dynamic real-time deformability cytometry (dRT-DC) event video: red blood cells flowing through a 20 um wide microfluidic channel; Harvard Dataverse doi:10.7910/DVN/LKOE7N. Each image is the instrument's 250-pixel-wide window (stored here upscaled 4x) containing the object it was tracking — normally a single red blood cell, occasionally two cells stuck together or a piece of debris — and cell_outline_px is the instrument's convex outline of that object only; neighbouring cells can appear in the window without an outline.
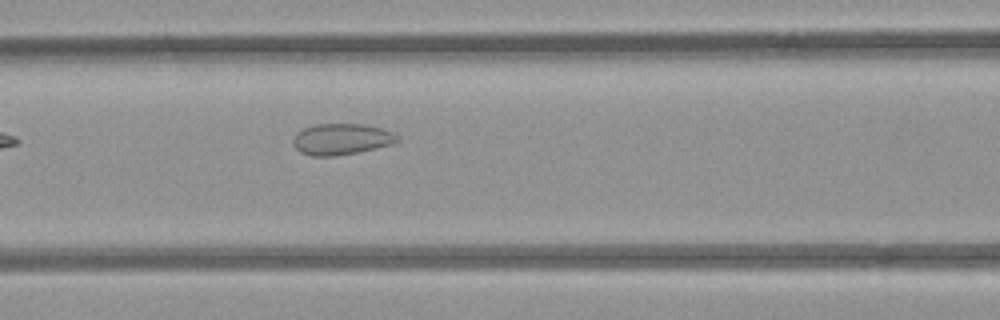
{"species": "common noctule bat (a hibernating species)", "species_latin": "Nyctalus noctula", "temperature_condition": "room temperature", "stored_images_in_passage": 4, "camera_frame_rate_fps": 3000, "um_per_image_px": 0.085, "animal": {"sex": "female", "body_mass_g": 21.9}, "frame": {"image": 1, "passage_image": 4, "time_ms": 3.667, "image_size_px": [1000, 320], "cell_outline_px": [[400, 140], [376, 148], [356, 152], [332, 156], [312, 156], [300, 152], [292, 144], [292, 140], [296, 132], [304, 128], [316, 124], [364, 124], [380, 128], [392, 132]], "centroid_in_image_um": [28.95, 11.82], "position_along_channel_um": 137.6, "area_um2": 18.73}}